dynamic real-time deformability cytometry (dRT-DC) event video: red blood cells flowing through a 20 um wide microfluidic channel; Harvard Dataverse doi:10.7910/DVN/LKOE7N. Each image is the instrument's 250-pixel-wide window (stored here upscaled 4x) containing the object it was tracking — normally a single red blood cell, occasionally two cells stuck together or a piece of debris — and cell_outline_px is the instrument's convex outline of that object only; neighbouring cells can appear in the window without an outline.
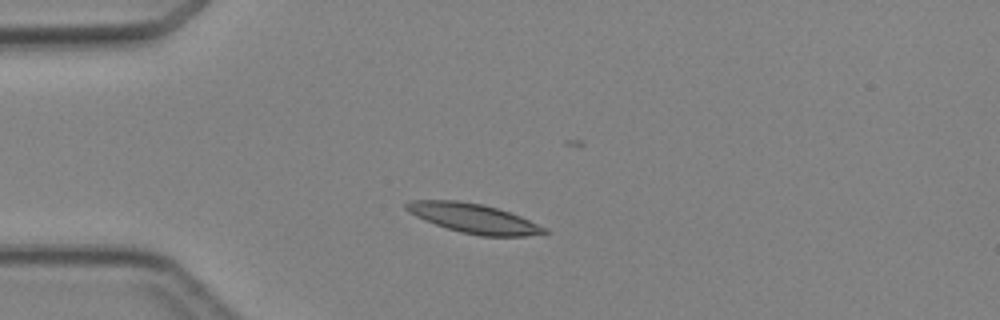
{"species": "Egyptian fruit bat (a non-hibernating species)", "species_latin": "Rousettus aegyptiacus", "temperature_condition": "cold", "stored_images_in_passage": 1, "camera_frame_rate_fps": 3000, "um_per_image_px": 0.085, "animal": {"sex": "female"}, "frame": {"image": 1, "passage_image": 1, "time_ms": 0.0, "image_size_px": [1000, 320], "cell_outline_px": [[552, 232], [524, 236], [480, 236], [460, 232], [424, 220], [408, 212], [404, 208], [404, 204], [412, 200], [456, 200], [480, 204], [496, 208], [520, 216], [548, 228]], "centroid_in_image_um": [40.27, 18.56], "position_along_channel_um": 44.7, "area_um2": 23.58}}